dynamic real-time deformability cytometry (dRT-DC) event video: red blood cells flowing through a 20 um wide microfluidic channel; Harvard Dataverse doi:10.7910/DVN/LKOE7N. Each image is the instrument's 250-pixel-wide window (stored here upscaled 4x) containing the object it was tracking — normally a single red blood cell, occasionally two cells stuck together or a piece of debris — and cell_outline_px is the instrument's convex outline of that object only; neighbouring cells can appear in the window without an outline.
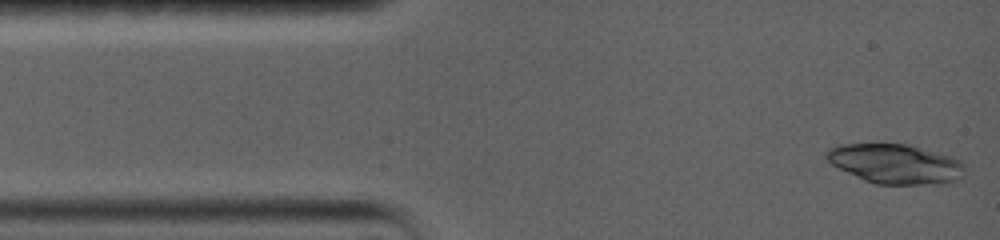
{"species": "common noctule bat (a hibernating species)", "species_latin": "Nyctalus noctula", "temperature_condition": "warm", "stored_images_in_passage": 4, "camera_frame_rate_fps": 5000, "um_per_image_px": 0.085, "animal": {"sex": "female", "body_mass_g": 19.0, "forearm_length_mm": 56.7}, "frame": {"image": 1, "passage_image": 1, "time_ms": 0.0, "image_size_px": [1000, 240], "cell_outline_px": [[964, 176], [960, 180], [948, 184], [876, 184], [864, 180], [832, 164], [824, 156], [824, 152], [828, 148], [840, 144], [904, 144], [948, 156], [960, 160], [964, 164]], "centroid_in_image_um": [76.12, 13.94], "position_along_channel_um": 8.9, "area_um2": 31.79}}